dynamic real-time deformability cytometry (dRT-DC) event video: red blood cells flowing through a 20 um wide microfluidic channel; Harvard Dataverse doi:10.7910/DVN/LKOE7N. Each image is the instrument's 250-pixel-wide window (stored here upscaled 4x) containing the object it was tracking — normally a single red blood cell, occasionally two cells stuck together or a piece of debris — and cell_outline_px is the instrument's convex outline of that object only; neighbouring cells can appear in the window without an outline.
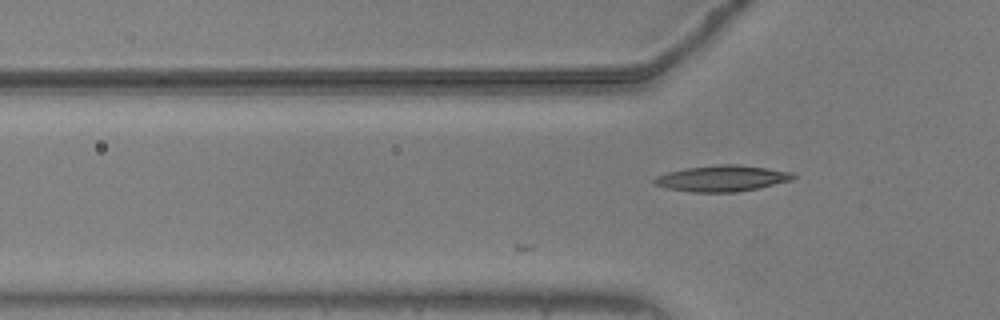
{"species": "common noctule bat (a hibernating species)", "species_latin": "Nyctalus noctula", "temperature_condition": "warm", "stored_images_in_passage": 2, "camera_frame_rate_fps": 3000, "um_per_image_px": 0.085, "animal": {"sex": "male", "body_mass_g": 20.5, "forearm_length_mm": 52.5}, "frame": {"image": 1, "passage_image": 2, "time_ms": 0.333, "image_size_px": [1000, 320], "cell_outline_px": [[796, 176], [792, 180], [756, 188], [736, 192], [692, 192], [668, 188], [652, 184], [652, 180], [656, 176], [668, 172], [684, 168], [716, 164], [740, 164], [768, 168], [792, 172]], "centroid_in_image_um": [61.35, 15.15], "position_along_channel_um": 64.5, "area_um2": 21.15}}